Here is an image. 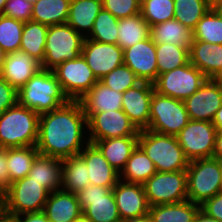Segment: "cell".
Returning <instances> with one entry per match:
<instances>
[{
    "mask_svg": "<svg viewBox=\"0 0 222 222\" xmlns=\"http://www.w3.org/2000/svg\"><path fill=\"white\" fill-rule=\"evenodd\" d=\"M73 222H92L88 217H86L83 213Z\"/></svg>",
    "mask_w": 222,
    "mask_h": 222,
    "instance_id": "55",
    "label": "cell"
},
{
    "mask_svg": "<svg viewBox=\"0 0 222 222\" xmlns=\"http://www.w3.org/2000/svg\"><path fill=\"white\" fill-rule=\"evenodd\" d=\"M99 81L119 93H124L129 88L141 82L136 74L125 64L116 67Z\"/></svg>",
    "mask_w": 222,
    "mask_h": 222,
    "instance_id": "42",
    "label": "cell"
},
{
    "mask_svg": "<svg viewBox=\"0 0 222 222\" xmlns=\"http://www.w3.org/2000/svg\"><path fill=\"white\" fill-rule=\"evenodd\" d=\"M206 80L207 77L188 62L186 65L158 75L153 84L155 91L159 94L184 101L193 95Z\"/></svg>",
    "mask_w": 222,
    "mask_h": 222,
    "instance_id": "10",
    "label": "cell"
},
{
    "mask_svg": "<svg viewBox=\"0 0 222 222\" xmlns=\"http://www.w3.org/2000/svg\"><path fill=\"white\" fill-rule=\"evenodd\" d=\"M201 205L185 200L179 203L150 206L151 222H193Z\"/></svg>",
    "mask_w": 222,
    "mask_h": 222,
    "instance_id": "29",
    "label": "cell"
},
{
    "mask_svg": "<svg viewBox=\"0 0 222 222\" xmlns=\"http://www.w3.org/2000/svg\"><path fill=\"white\" fill-rule=\"evenodd\" d=\"M212 123L217 131H222V106L217 110Z\"/></svg>",
    "mask_w": 222,
    "mask_h": 222,
    "instance_id": "51",
    "label": "cell"
},
{
    "mask_svg": "<svg viewBox=\"0 0 222 222\" xmlns=\"http://www.w3.org/2000/svg\"><path fill=\"white\" fill-rule=\"evenodd\" d=\"M217 129L212 122L189 120L176 136L187 159L213 158Z\"/></svg>",
    "mask_w": 222,
    "mask_h": 222,
    "instance_id": "12",
    "label": "cell"
},
{
    "mask_svg": "<svg viewBox=\"0 0 222 222\" xmlns=\"http://www.w3.org/2000/svg\"><path fill=\"white\" fill-rule=\"evenodd\" d=\"M194 41L222 44V16L213 8L201 18L193 30Z\"/></svg>",
    "mask_w": 222,
    "mask_h": 222,
    "instance_id": "38",
    "label": "cell"
},
{
    "mask_svg": "<svg viewBox=\"0 0 222 222\" xmlns=\"http://www.w3.org/2000/svg\"><path fill=\"white\" fill-rule=\"evenodd\" d=\"M38 154L36 146L7 148V168L11 183L28 176Z\"/></svg>",
    "mask_w": 222,
    "mask_h": 222,
    "instance_id": "35",
    "label": "cell"
},
{
    "mask_svg": "<svg viewBox=\"0 0 222 222\" xmlns=\"http://www.w3.org/2000/svg\"><path fill=\"white\" fill-rule=\"evenodd\" d=\"M117 44L124 50L150 37V26L141 13L118 20Z\"/></svg>",
    "mask_w": 222,
    "mask_h": 222,
    "instance_id": "33",
    "label": "cell"
},
{
    "mask_svg": "<svg viewBox=\"0 0 222 222\" xmlns=\"http://www.w3.org/2000/svg\"><path fill=\"white\" fill-rule=\"evenodd\" d=\"M86 128L87 117L81 102L69 100L60 108L40 115L36 148L41 155L61 160L79 155L89 143Z\"/></svg>",
    "mask_w": 222,
    "mask_h": 222,
    "instance_id": "1",
    "label": "cell"
},
{
    "mask_svg": "<svg viewBox=\"0 0 222 222\" xmlns=\"http://www.w3.org/2000/svg\"><path fill=\"white\" fill-rule=\"evenodd\" d=\"M24 22L0 15V47L8 54L19 51Z\"/></svg>",
    "mask_w": 222,
    "mask_h": 222,
    "instance_id": "41",
    "label": "cell"
},
{
    "mask_svg": "<svg viewBox=\"0 0 222 222\" xmlns=\"http://www.w3.org/2000/svg\"><path fill=\"white\" fill-rule=\"evenodd\" d=\"M154 84L141 81L123 93L122 110L140 131L147 129L150 120V103Z\"/></svg>",
    "mask_w": 222,
    "mask_h": 222,
    "instance_id": "17",
    "label": "cell"
},
{
    "mask_svg": "<svg viewBox=\"0 0 222 222\" xmlns=\"http://www.w3.org/2000/svg\"><path fill=\"white\" fill-rule=\"evenodd\" d=\"M28 176L41 184L49 193L62 187V160L38 154Z\"/></svg>",
    "mask_w": 222,
    "mask_h": 222,
    "instance_id": "26",
    "label": "cell"
},
{
    "mask_svg": "<svg viewBox=\"0 0 222 222\" xmlns=\"http://www.w3.org/2000/svg\"><path fill=\"white\" fill-rule=\"evenodd\" d=\"M6 55L7 53L0 47V73L2 71Z\"/></svg>",
    "mask_w": 222,
    "mask_h": 222,
    "instance_id": "54",
    "label": "cell"
},
{
    "mask_svg": "<svg viewBox=\"0 0 222 222\" xmlns=\"http://www.w3.org/2000/svg\"><path fill=\"white\" fill-rule=\"evenodd\" d=\"M158 75L186 65L189 62V47L173 44H155Z\"/></svg>",
    "mask_w": 222,
    "mask_h": 222,
    "instance_id": "37",
    "label": "cell"
},
{
    "mask_svg": "<svg viewBox=\"0 0 222 222\" xmlns=\"http://www.w3.org/2000/svg\"><path fill=\"white\" fill-rule=\"evenodd\" d=\"M213 157L222 161V131H217Z\"/></svg>",
    "mask_w": 222,
    "mask_h": 222,
    "instance_id": "49",
    "label": "cell"
},
{
    "mask_svg": "<svg viewBox=\"0 0 222 222\" xmlns=\"http://www.w3.org/2000/svg\"><path fill=\"white\" fill-rule=\"evenodd\" d=\"M110 165L120 174L138 145V136L98 140L93 143Z\"/></svg>",
    "mask_w": 222,
    "mask_h": 222,
    "instance_id": "25",
    "label": "cell"
},
{
    "mask_svg": "<svg viewBox=\"0 0 222 222\" xmlns=\"http://www.w3.org/2000/svg\"><path fill=\"white\" fill-rule=\"evenodd\" d=\"M210 8H212L210 0H174V19L194 30Z\"/></svg>",
    "mask_w": 222,
    "mask_h": 222,
    "instance_id": "36",
    "label": "cell"
},
{
    "mask_svg": "<svg viewBox=\"0 0 222 222\" xmlns=\"http://www.w3.org/2000/svg\"><path fill=\"white\" fill-rule=\"evenodd\" d=\"M122 98L123 93L113 91L98 80L80 102L88 118L92 113L121 110Z\"/></svg>",
    "mask_w": 222,
    "mask_h": 222,
    "instance_id": "24",
    "label": "cell"
},
{
    "mask_svg": "<svg viewBox=\"0 0 222 222\" xmlns=\"http://www.w3.org/2000/svg\"><path fill=\"white\" fill-rule=\"evenodd\" d=\"M41 69L40 62L19 50L6 55L0 77L19 90Z\"/></svg>",
    "mask_w": 222,
    "mask_h": 222,
    "instance_id": "20",
    "label": "cell"
},
{
    "mask_svg": "<svg viewBox=\"0 0 222 222\" xmlns=\"http://www.w3.org/2000/svg\"><path fill=\"white\" fill-rule=\"evenodd\" d=\"M112 189L88 184L76 193L83 214L92 222H121Z\"/></svg>",
    "mask_w": 222,
    "mask_h": 222,
    "instance_id": "13",
    "label": "cell"
},
{
    "mask_svg": "<svg viewBox=\"0 0 222 222\" xmlns=\"http://www.w3.org/2000/svg\"><path fill=\"white\" fill-rule=\"evenodd\" d=\"M189 119L212 122L222 106V79H210L184 101Z\"/></svg>",
    "mask_w": 222,
    "mask_h": 222,
    "instance_id": "15",
    "label": "cell"
},
{
    "mask_svg": "<svg viewBox=\"0 0 222 222\" xmlns=\"http://www.w3.org/2000/svg\"><path fill=\"white\" fill-rule=\"evenodd\" d=\"M11 181L7 168V149L0 148V197L9 189Z\"/></svg>",
    "mask_w": 222,
    "mask_h": 222,
    "instance_id": "47",
    "label": "cell"
},
{
    "mask_svg": "<svg viewBox=\"0 0 222 222\" xmlns=\"http://www.w3.org/2000/svg\"><path fill=\"white\" fill-rule=\"evenodd\" d=\"M152 160L146 155L143 149L137 145L126 162L125 167L119 174V180L127 183L144 184L156 173Z\"/></svg>",
    "mask_w": 222,
    "mask_h": 222,
    "instance_id": "30",
    "label": "cell"
},
{
    "mask_svg": "<svg viewBox=\"0 0 222 222\" xmlns=\"http://www.w3.org/2000/svg\"><path fill=\"white\" fill-rule=\"evenodd\" d=\"M32 8L33 4L27 0H7L3 15L25 23L32 20Z\"/></svg>",
    "mask_w": 222,
    "mask_h": 222,
    "instance_id": "44",
    "label": "cell"
},
{
    "mask_svg": "<svg viewBox=\"0 0 222 222\" xmlns=\"http://www.w3.org/2000/svg\"><path fill=\"white\" fill-rule=\"evenodd\" d=\"M102 9V0H71L67 24L87 38Z\"/></svg>",
    "mask_w": 222,
    "mask_h": 222,
    "instance_id": "27",
    "label": "cell"
},
{
    "mask_svg": "<svg viewBox=\"0 0 222 222\" xmlns=\"http://www.w3.org/2000/svg\"><path fill=\"white\" fill-rule=\"evenodd\" d=\"M48 25L35 21L24 23L20 51L28 53L31 57L42 63L45 57L46 36Z\"/></svg>",
    "mask_w": 222,
    "mask_h": 222,
    "instance_id": "34",
    "label": "cell"
},
{
    "mask_svg": "<svg viewBox=\"0 0 222 222\" xmlns=\"http://www.w3.org/2000/svg\"><path fill=\"white\" fill-rule=\"evenodd\" d=\"M201 210L208 216L222 222V192L206 200L201 205Z\"/></svg>",
    "mask_w": 222,
    "mask_h": 222,
    "instance_id": "46",
    "label": "cell"
},
{
    "mask_svg": "<svg viewBox=\"0 0 222 222\" xmlns=\"http://www.w3.org/2000/svg\"><path fill=\"white\" fill-rule=\"evenodd\" d=\"M71 0H37L32 8V21L45 25L67 23Z\"/></svg>",
    "mask_w": 222,
    "mask_h": 222,
    "instance_id": "32",
    "label": "cell"
},
{
    "mask_svg": "<svg viewBox=\"0 0 222 222\" xmlns=\"http://www.w3.org/2000/svg\"><path fill=\"white\" fill-rule=\"evenodd\" d=\"M88 184L87 163L80 155L62 160V190L76 194Z\"/></svg>",
    "mask_w": 222,
    "mask_h": 222,
    "instance_id": "31",
    "label": "cell"
},
{
    "mask_svg": "<svg viewBox=\"0 0 222 222\" xmlns=\"http://www.w3.org/2000/svg\"><path fill=\"white\" fill-rule=\"evenodd\" d=\"M212 8L222 16V0H214L212 1Z\"/></svg>",
    "mask_w": 222,
    "mask_h": 222,
    "instance_id": "53",
    "label": "cell"
},
{
    "mask_svg": "<svg viewBox=\"0 0 222 222\" xmlns=\"http://www.w3.org/2000/svg\"><path fill=\"white\" fill-rule=\"evenodd\" d=\"M81 55L98 80L123 64V49L118 44L85 38Z\"/></svg>",
    "mask_w": 222,
    "mask_h": 222,
    "instance_id": "16",
    "label": "cell"
},
{
    "mask_svg": "<svg viewBox=\"0 0 222 222\" xmlns=\"http://www.w3.org/2000/svg\"><path fill=\"white\" fill-rule=\"evenodd\" d=\"M102 5L117 19L131 17L141 11V0H102Z\"/></svg>",
    "mask_w": 222,
    "mask_h": 222,
    "instance_id": "43",
    "label": "cell"
},
{
    "mask_svg": "<svg viewBox=\"0 0 222 222\" xmlns=\"http://www.w3.org/2000/svg\"><path fill=\"white\" fill-rule=\"evenodd\" d=\"M29 2H31L32 4H34L37 0H27Z\"/></svg>",
    "mask_w": 222,
    "mask_h": 222,
    "instance_id": "58",
    "label": "cell"
},
{
    "mask_svg": "<svg viewBox=\"0 0 222 222\" xmlns=\"http://www.w3.org/2000/svg\"><path fill=\"white\" fill-rule=\"evenodd\" d=\"M53 72L63 93L71 101H80L98 81L82 55L64 61Z\"/></svg>",
    "mask_w": 222,
    "mask_h": 222,
    "instance_id": "11",
    "label": "cell"
},
{
    "mask_svg": "<svg viewBox=\"0 0 222 222\" xmlns=\"http://www.w3.org/2000/svg\"><path fill=\"white\" fill-rule=\"evenodd\" d=\"M121 222H151L148 214L141 217H133L121 220Z\"/></svg>",
    "mask_w": 222,
    "mask_h": 222,
    "instance_id": "52",
    "label": "cell"
},
{
    "mask_svg": "<svg viewBox=\"0 0 222 222\" xmlns=\"http://www.w3.org/2000/svg\"><path fill=\"white\" fill-rule=\"evenodd\" d=\"M143 188L149 206L173 204L188 199L186 170L156 172Z\"/></svg>",
    "mask_w": 222,
    "mask_h": 222,
    "instance_id": "9",
    "label": "cell"
},
{
    "mask_svg": "<svg viewBox=\"0 0 222 222\" xmlns=\"http://www.w3.org/2000/svg\"><path fill=\"white\" fill-rule=\"evenodd\" d=\"M43 212L49 222H73L83 213L76 194L62 189L49 193Z\"/></svg>",
    "mask_w": 222,
    "mask_h": 222,
    "instance_id": "23",
    "label": "cell"
},
{
    "mask_svg": "<svg viewBox=\"0 0 222 222\" xmlns=\"http://www.w3.org/2000/svg\"><path fill=\"white\" fill-rule=\"evenodd\" d=\"M189 62L207 78L222 79V44L194 41L189 47Z\"/></svg>",
    "mask_w": 222,
    "mask_h": 222,
    "instance_id": "21",
    "label": "cell"
},
{
    "mask_svg": "<svg viewBox=\"0 0 222 222\" xmlns=\"http://www.w3.org/2000/svg\"><path fill=\"white\" fill-rule=\"evenodd\" d=\"M188 200L202 205L206 200L221 193L222 161L205 158L190 161L186 169Z\"/></svg>",
    "mask_w": 222,
    "mask_h": 222,
    "instance_id": "5",
    "label": "cell"
},
{
    "mask_svg": "<svg viewBox=\"0 0 222 222\" xmlns=\"http://www.w3.org/2000/svg\"><path fill=\"white\" fill-rule=\"evenodd\" d=\"M193 222H220V221L208 216L205 212H203L200 209L196 217L194 218Z\"/></svg>",
    "mask_w": 222,
    "mask_h": 222,
    "instance_id": "50",
    "label": "cell"
},
{
    "mask_svg": "<svg viewBox=\"0 0 222 222\" xmlns=\"http://www.w3.org/2000/svg\"><path fill=\"white\" fill-rule=\"evenodd\" d=\"M39 117L19 103L4 111L0 118V148L36 146Z\"/></svg>",
    "mask_w": 222,
    "mask_h": 222,
    "instance_id": "3",
    "label": "cell"
},
{
    "mask_svg": "<svg viewBox=\"0 0 222 222\" xmlns=\"http://www.w3.org/2000/svg\"><path fill=\"white\" fill-rule=\"evenodd\" d=\"M84 36L67 23L50 25L46 36L45 57L41 67L53 70L67 60L76 59L81 55Z\"/></svg>",
    "mask_w": 222,
    "mask_h": 222,
    "instance_id": "7",
    "label": "cell"
},
{
    "mask_svg": "<svg viewBox=\"0 0 222 222\" xmlns=\"http://www.w3.org/2000/svg\"><path fill=\"white\" fill-rule=\"evenodd\" d=\"M118 20L103 8L97 15L92 31L87 38L97 42L117 44Z\"/></svg>",
    "mask_w": 222,
    "mask_h": 222,
    "instance_id": "39",
    "label": "cell"
},
{
    "mask_svg": "<svg viewBox=\"0 0 222 222\" xmlns=\"http://www.w3.org/2000/svg\"><path fill=\"white\" fill-rule=\"evenodd\" d=\"M68 101L53 70L42 68L18 90V103L39 115L58 109Z\"/></svg>",
    "mask_w": 222,
    "mask_h": 222,
    "instance_id": "2",
    "label": "cell"
},
{
    "mask_svg": "<svg viewBox=\"0 0 222 222\" xmlns=\"http://www.w3.org/2000/svg\"><path fill=\"white\" fill-rule=\"evenodd\" d=\"M123 64L141 80L154 83L158 78L155 43L151 37L123 50Z\"/></svg>",
    "mask_w": 222,
    "mask_h": 222,
    "instance_id": "18",
    "label": "cell"
},
{
    "mask_svg": "<svg viewBox=\"0 0 222 222\" xmlns=\"http://www.w3.org/2000/svg\"><path fill=\"white\" fill-rule=\"evenodd\" d=\"M18 103V90L0 77V118L4 111Z\"/></svg>",
    "mask_w": 222,
    "mask_h": 222,
    "instance_id": "45",
    "label": "cell"
},
{
    "mask_svg": "<svg viewBox=\"0 0 222 222\" xmlns=\"http://www.w3.org/2000/svg\"><path fill=\"white\" fill-rule=\"evenodd\" d=\"M6 2L7 0H0V15L3 14V10H4Z\"/></svg>",
    "mask_w": 222,
    "mask_h": 222,
    "instance_id": "57",
    "label": "cell"
},
{
    "mask_svg": "<svg viewBox=\"0 0 222 222\" xmlns=\"http://www.w3.org/2000/svg\"><path fill=\"white\" fill-rule=\"evenodd\" d=\"M189 116L182 100L159 94L154 90L150 103L149 131L177 136L188 124Z\"/></svg>",
    "mask_w": 222,
    "mask_h": 222,
    "instance_id": "8",
    "label": "cell"
},
{
    "mask_svg": "<svg viewBox=\"0 0 222 222\" xmlns=\"http://www.w3.org/2000/svg\"><path fill=\"white\" fill-rule=\"evenodd\" d=\"M112 192L121 220L148 214L150 206L142 184L119 180Z\"/></svg>",
    "mask_w": 222,
    "mask_h": 222,
    "instance_id": "19",
    "label": "cell"
},
{
    "mask_svg": "<svg viewBox=\"0 0 222 222\" xmlns=\"http://www.w3.org/2000/svg\"><path fill=\"white\" fill-rule=\"evenodd\" d=\"M14 222H49L47 216L43 211L24 213L11 217Z\"/></svg>",
    "mask_w": 222,
    "mask_h": 222,
    "instance_id": "48",
    "label": "cell"
},
{
    "mask_svg": "<svg viewBox=\"0 0 222 222\" xmlns=\"http://www.w3.org/2000/svg\"><path fill=\"white\" fill-rule=\"evenodd\" d=\"M79 155L87 163L90 184L113 188L119 181V173L94 144L88 143Z\"/></svg>",
    "mask_w": 222,
    "mask_h": 222,
    "instance_id": "22",
    "label": "cell"
},
{
    "mask_svg": "<svg viewBox=\"0 0 222 222\" xmlns=\"http://www.w3.org/2000/svg\"><path fill=\"white\" fill-rule=\"evenodd\" d=\"M150 37L155 44H173L190 47L194 42L193 30L182 25L176 19L150 27Z\"/></svg>",
    "mask_w": 222,
    "mask_h": 222,
    "instance_id": "28",
    "label": "cell"
},
{
    "mask_svg": "<svg viewBox=\"0 0 222 222\" xmlns=\"http://www.w3.org/2000/svg\"><path fill=\"white\" fill-rule=\"evenodd\" d=\"M0 222H14V221L11 217L3 215L0 210Z\"/></svg>",
    "mask_w": 222,
    "mask_h": 222,
    "instance_id": "56",
    "label": "cell"
},
{
    "mask_svg": "<svg viewBox=\"0 0 222 222\" xmlns=\"http://www.w3.org/2000/svg\"><path fill=\"white\" fill-rule=\"evenodd\" d=\"M49 192L29 176L19 179L9 186L1 196V213L12 217L24 213L41 212Z\"/></svg>",
    "mask_w": 222,
    "mask_h": 222,
    "instance_id": "6",
    "label": "cell"
},
{
    "mask_svg": "<svg viewBox=\"0 0 222 222\" xmlns=\"http://www.w3.org/2000/svg\"><path fill=\"white\" fill-rule=\"evenodd\" d=\"M174 0H141V15L149 26L174 19Z\"/></svg>",
    "mask_w": 222,
    "mask_h": 222,
    "instance_id": "40",
    "label": "cell"
},
{
    "mask_svg": "<svg viewBox=\"0 0 222 222\" xmlns=\"http://www.w3.org/2000/svg\"><path fill=\"white\" fill-rule=\"evenodd\" d=\"M87 127V137L92 144L98 140L139 136V130L122 109L92 113L87 118Z\"/></svg>",
    "mask_w": 222,
    "mask_h": 222,
    "instance_id": "14",
    "label": "cell"
},
{
    "mask_svg": "<svg viewBox=\"0 0 222 222\" xmlns=\"http://www.w3.org/2000/svg\"><path fill=\"white\" fill-rule=\"evenodd\" d=\"M138 145L152 160L157 172L186 170L189 165L176 136L144 129L139 131Z\"/></svg>",
    "mask_w": 222,
    "mask_h": 222,
    "instance_id": "4",
    "label": "cell"
}]
</instances>
